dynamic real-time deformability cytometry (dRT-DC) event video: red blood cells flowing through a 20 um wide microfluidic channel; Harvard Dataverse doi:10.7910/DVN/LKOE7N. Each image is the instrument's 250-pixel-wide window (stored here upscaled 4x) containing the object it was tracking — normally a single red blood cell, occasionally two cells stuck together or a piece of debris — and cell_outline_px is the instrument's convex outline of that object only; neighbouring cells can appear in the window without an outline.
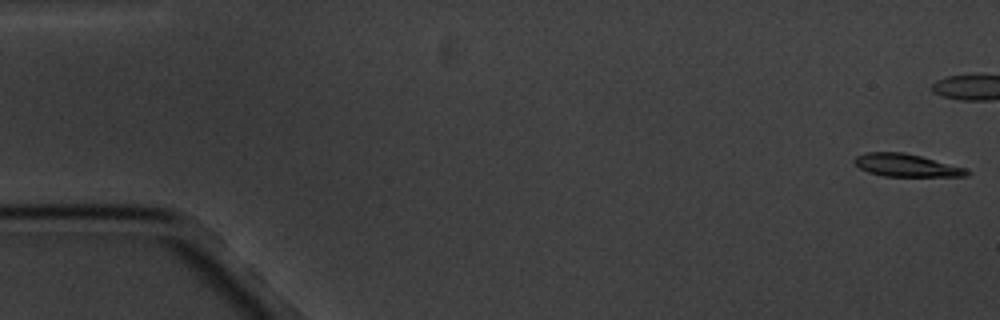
{"species": "common noctule bat (a hibernating species)", "species_latin": "Nyctalus noctula", "temperature_condition": "cold", "stored_images_in_passage": 18, "camera_frame_rate_fps": 3000, "um_per_image_px": 0.085, "animal": {"sex": "male", "body_mass_g": 20.1, "forearm_length_mm": 53.5}, "frame": {"image": 1, "passage_image": 1, "time_ms": 0.0, "image_size_px": [1000, 320], "cell_outline_px": [[972, 172], [968, 176], [884, 176], [868, 172], [860, 168], [852, 160], [856, 156], [864, 152], [904, 152], [920, 156], [964, 168]], "centroid_in_image_um": [77.0, 14.05], "position_along_channel_um": 8.0, "area_um2": 14.74}}
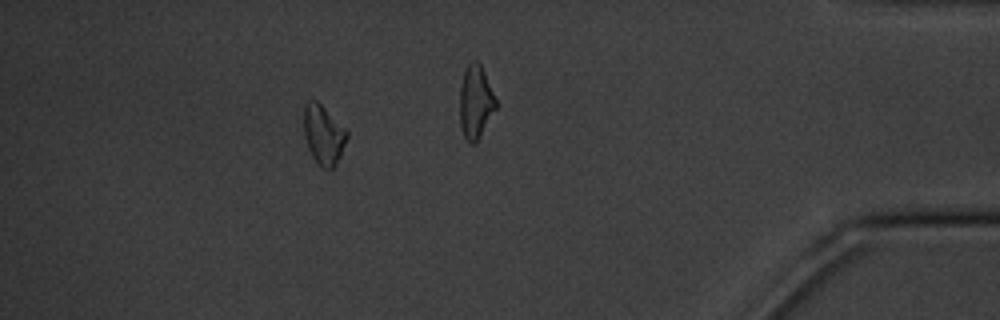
{"frame": {"image": 2, "passage_image": 16, "time_ms": 17.333, "image_size_px": [1000, 320], "cell_outline_px": [[348, 136], [340, 156], [336, 164], [332, 168], [320, 168], [316, 164], [308, 148], [304, 136], [304, 104], [308, 100], [316, 100], [348, 132]], "centroid_in_image_um": [27.47, 11.48], "position_along_channel_um": 407.7, "area_um2": 14.8}, "authors_computed_cell_mechanics": {"area_um2": 15.4326, "velocity_mm_per_s": 3.3544, "shape_relaxation_time_tau1_ms": 1.2681, "shape_relaxation_time_tau2_ms": null, "deformation_change_tau1": 0.0765, "deformation_change_tau2": null}}